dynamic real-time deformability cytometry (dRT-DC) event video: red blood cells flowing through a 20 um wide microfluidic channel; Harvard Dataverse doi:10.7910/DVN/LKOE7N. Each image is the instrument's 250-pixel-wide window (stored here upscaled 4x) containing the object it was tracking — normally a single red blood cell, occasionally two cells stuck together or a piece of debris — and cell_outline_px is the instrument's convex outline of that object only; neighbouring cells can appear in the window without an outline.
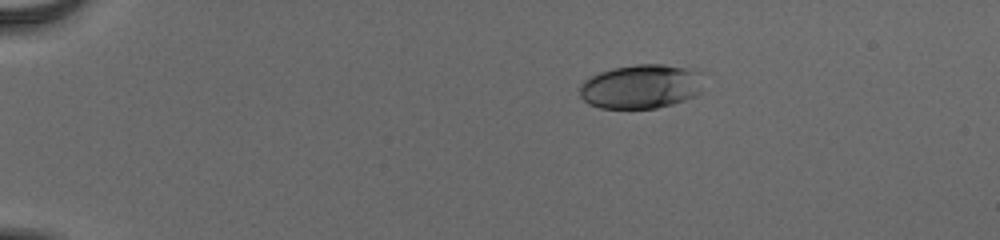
{"species": "human", "species_latin": "Homo sapiens", "temperature_condition": "cold", "stored_images_in_passage": 45, "camera_frame_rate_fps": 3000, "um_per_image_px": 0.085, "donor": {"sex": "male"}, "frame": {"image": 1, "passage_image": 1, "time_ms": 0.0, "image_size_px": [1000, 240], "cell_outline_px": [[708, 72], [700, 92], [696, 96], [672, 104], [656, 108], [600, 108], [588, 104], [580, 96], [580, 84], [584, 80], [600, 72], [612, 68], [636, 64], [660, 64]], "centroid_in_image_um": [54.55, 7.34], "position_along_channel_um": 30.4, "area_um2": 32.37}}
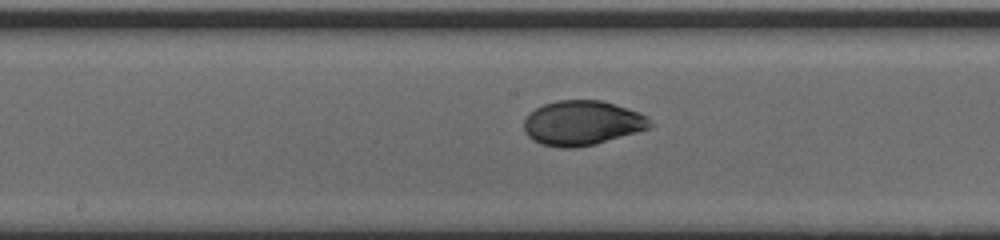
{"frame": {"image": 2, "passage_image": 21, "time_ms": 6.667, "image_size_px": [1000, 240], "cell_outline_px": [[656, 124], [648, 128], [636, 132], [596, 144], [576, 148], [556, 148], [540, 144], [532, 140], [524, 132], [524, 120], [528, 112], [544, 104], [556, 100], [600, 100], [616, 104], [640, 112], [648, 116]], "centroid_in_image_um": [49.48, 10.46], "position_along_channel_um": 198.7, "area_um2": 33.35}}
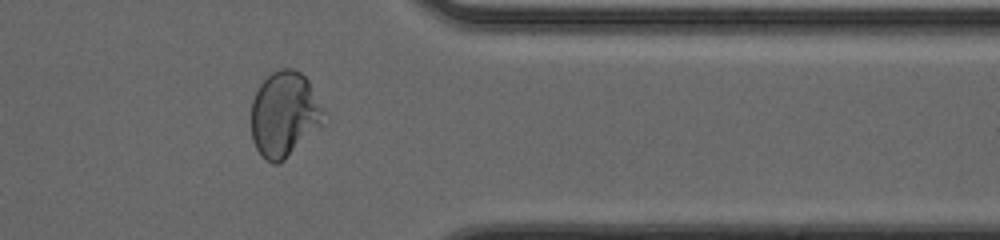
{"frame": {"image": 3, "passage_image": 36, "time_ms": 11.667, "image_size_px": [1000, 240], "cell_outline_px": [[328, 112], [324, 124], [284, 160], [276, 164], [272, 164], [264, 160], [256, 148], [252, 140], [252, 100], [260, 84], [272, 72], [280, 68], [292, 68], [300, 72], [308, 80]], "centroid_in_image_um": [24.22, 9.72], "position_along_channel_um": 387.2, "area_um2": 36.65}, "authors_computed_cell_mechanics": {"area_um2": 32.7148, "velocity_mm_per_s": 3.8883, "shape_relaxation_time_tau1_ms": 5.2352, "shape_relaxation_time_tau2_ms": null, "deformation_change_tau1": 0.1909, "deformation_change_tau2": null}}